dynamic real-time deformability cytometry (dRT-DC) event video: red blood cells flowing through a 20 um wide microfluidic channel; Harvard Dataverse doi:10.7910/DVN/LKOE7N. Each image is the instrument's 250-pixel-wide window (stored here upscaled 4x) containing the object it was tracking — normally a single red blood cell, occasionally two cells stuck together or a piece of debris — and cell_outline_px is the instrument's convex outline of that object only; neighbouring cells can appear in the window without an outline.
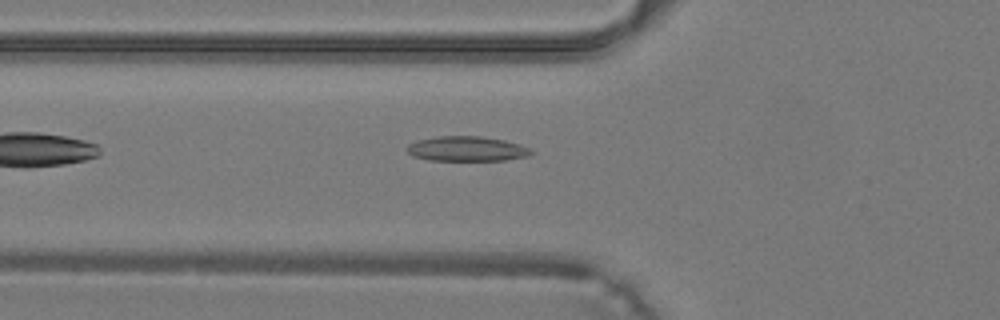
{"species": "common noctule bat (a hibernating species)", "species_latin": "Nyctalus noctula", "temperature_condition": "warm", "stored_images_in_passage": 10, "camera_frame_rate_fps": 3000, "um_per_image_px": 0.085, "animal": {"sex": "male", "body_mass_g": 19.2, "forearm_length_mm": 51.8}, "frame": {"image": 1, "passage_image": 4, "time_ms": 1.0, "image_size_px": [1000, 320], "cell_outline_px": [[532, 152], [528, 156], [508, 160], [428, 160], [412, 156], [404, 148], [408, 144], [416, 140], [440, 136], [480, 136], [504, 140], [528, 148]], "centroid_in_image_um": [39.6, 12.65], "position_along_channel_um": 86.2, "area_um2": 17.92}}
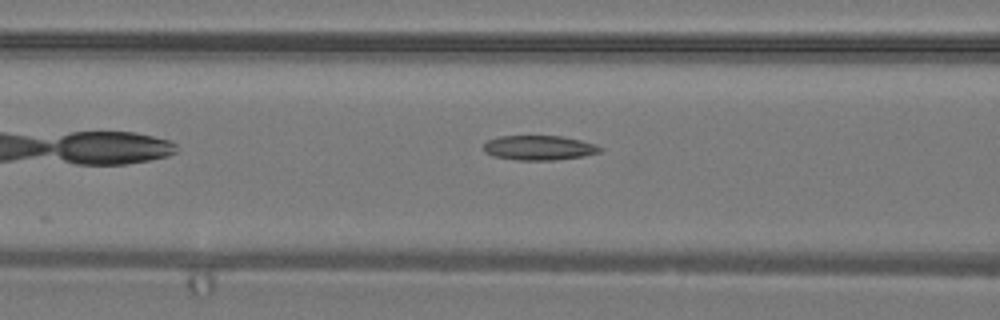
{"frame": {"image": 2, "passage_image": 6, "time_ms": 1.667, "image_size_px": [1000, 320], "cell_outline_px": [[600, 152], [584, 156], [556, 160], [520, 160], [492, 156], [484, 152], [484, 144], [488, 140], [500, 136], [560, 136], [580, 140], [596, 144], [600, 148]], "centroid_in_image_um": [45.8, 12.56], "position_along_channel_um": 120.8, "area_um2": 16.65}}
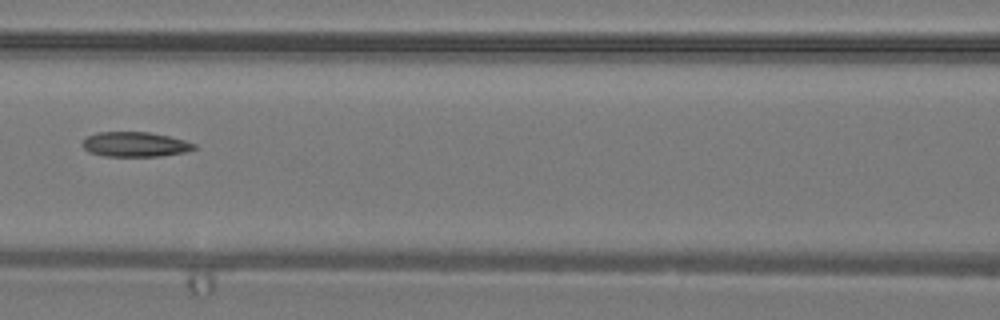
{"frame": {"image": 3, "passage_image": 8, "time_ms": 2.333, "image_size_px": [1000, 320], "cell_outline_px": [[196, 148], [184, 152], [160, 156], [104, 156], [88, 152], [84, 148], [84, 140], [88, 136], [96, 132], [148, 132], [168, 136], [184, 140], [196, 144]], "centroid_in_image_um": [11.48, 12.27], "position_along_channel_um": 155.1, "area_um2": 16.01}}